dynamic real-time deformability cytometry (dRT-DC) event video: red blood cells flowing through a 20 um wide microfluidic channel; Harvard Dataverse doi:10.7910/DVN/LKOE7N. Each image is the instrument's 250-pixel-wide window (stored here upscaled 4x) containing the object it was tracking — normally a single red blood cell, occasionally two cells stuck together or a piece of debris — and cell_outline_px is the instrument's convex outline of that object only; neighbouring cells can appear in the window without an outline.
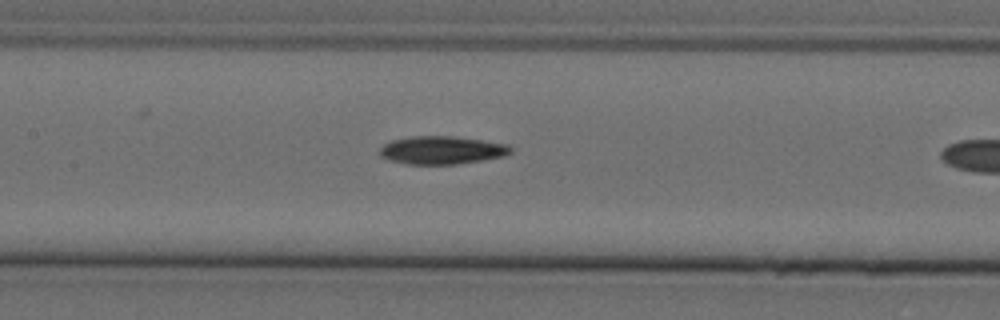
{"species": "Egyptian fruit bat (a non-hibernating species)", "species_latin": "Rousettus aegyptiacus", "temperature_condition": "cold", "stored_images_in_passage": 18, "camera_frame_rate_fps": 3000, "um_per_image_px": 0.085, "animal": {"sex": "female"}, "frame": {"image": 1, "passage_image": 13, "time_ms": 4.0, "image_size_px": [1000, 320], "cell_outline_px": [[512, 152], [504, 156], [456, 164], [408, 164], [388, 160], [380, 156], [380, 148], [384, 144], [392, 140], [412, 136], [452, 136], [508, 144], [512, 148]], "centroid_in_image_um": [37.53, 12.76], "position_along_channel_um": 169.9, "area_um2": 21.27}}